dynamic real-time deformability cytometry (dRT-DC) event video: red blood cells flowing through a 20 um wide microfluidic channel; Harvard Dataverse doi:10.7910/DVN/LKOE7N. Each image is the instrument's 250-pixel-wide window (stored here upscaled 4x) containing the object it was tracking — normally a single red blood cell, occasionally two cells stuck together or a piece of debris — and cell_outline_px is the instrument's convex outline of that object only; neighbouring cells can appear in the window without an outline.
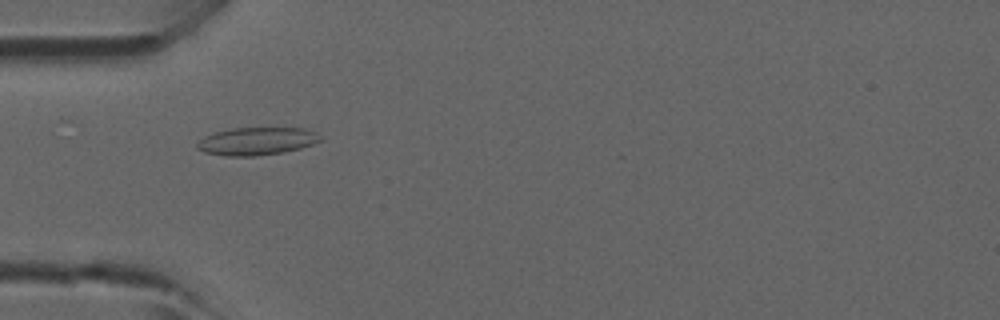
{"species": "common noctule bat (a hibernating species)", "species_latin": "Nyctalus noctula", "temperature_condition": "room temperature", "stored_images_in_passage": 47, "camera_frame_rate_fps": 3000, "um_per_image_px": 0.085, "animal": {"sex": "male", "forearm_length_mm": 52.5}, "frame": {"image": 1, "passage_image": 15, "time_ms": 4.667, "image_size_px": [1000, 320], "cell_outline_px": [[324, 140], [300, 148], [280, 152], [256, 156], [224, 156], [204, 152], [196, 148], [196, 144], [204, 136], [216, 132], [232, 128], [304, 128], [316, 132]], "centroid_in_image_um": [21.81, 12.0], "position_along_channel_um": 63.2, "area_um2": 19.88}}
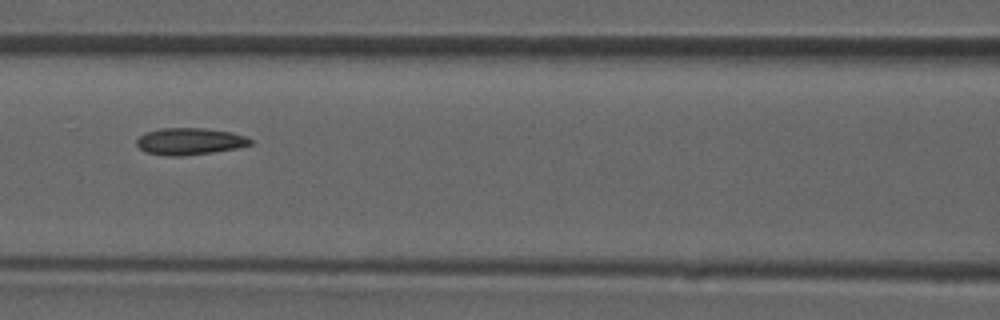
{"frame": {"image": 2, "passage_image": 21, "time_ms": 6.667, "image_size_px": [1000, 320], "cell_outline_px": [[252, 144], [236, 148], [212, 152], [180, 156], [168, 156], [144, 152], [136, 144], [136, 140], [140, 136], [148, 132], [160, 128], [204, 128], [232, 132], [244, 136], [252, 140]], "centroid_in_image_um": [16.11, 12.01], "position_along_channel_um": 150.5, "area_um2": 17.69}}
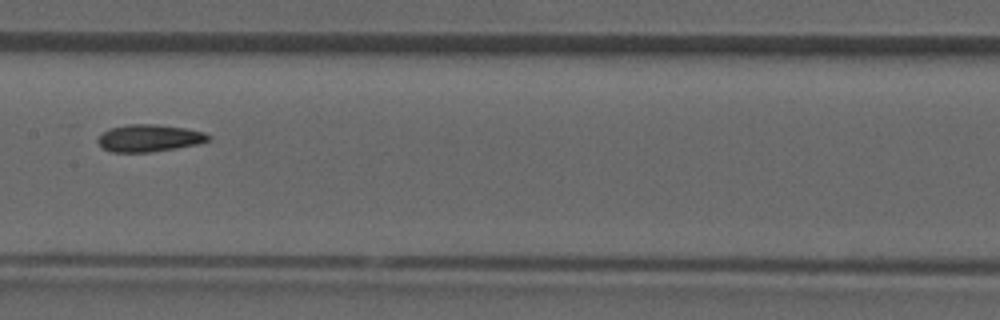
{"frame": {"image": 3, "passage_image": 24, "time_ms": 7.667, "image_size_px": [1000, 320], "cell_outline_px": [[212, 140], [200, 144], [176, 148], [148, 152], [112, 152], [104, 148], [96, 140], [108, 128], [128, 124], [160, 124], [188, 128], [204, 132], [212, 136]], "centroid_in_image_um": [12.75, 11.72], "position_along_channel_um": 194.6, "area_um2": 17.74}}